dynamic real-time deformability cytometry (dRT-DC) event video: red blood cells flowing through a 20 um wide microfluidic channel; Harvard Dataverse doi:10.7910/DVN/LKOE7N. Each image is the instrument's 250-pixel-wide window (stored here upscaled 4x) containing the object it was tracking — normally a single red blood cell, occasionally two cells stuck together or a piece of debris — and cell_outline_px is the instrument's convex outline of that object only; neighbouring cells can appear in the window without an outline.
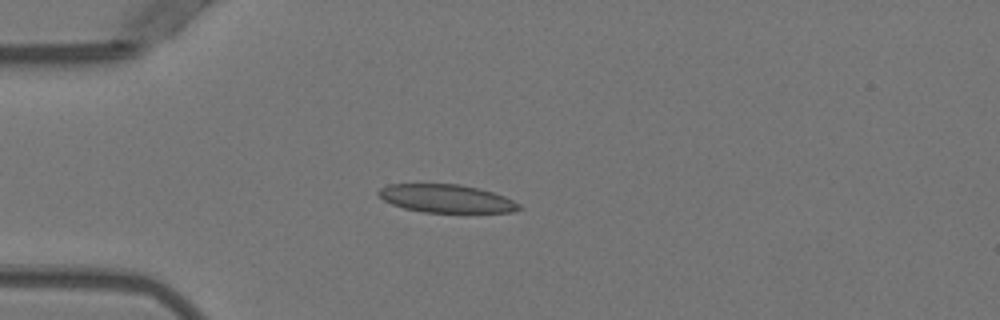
{"species": "Egyptian fruit bat (a non-hibernating species)", "species_latin": "Rousettus aegyptiacus", "temperature_condition": "warm", "stored_images_in_passage": 47, "camera_frame_rate_fps": 3000, "um_per_image_px": 0.085, "animal": {"sex": "female"}, "frame": {"image": 1, "passage_image": 13, "time_ms": 4.0, "image_size_px": [1000, 320], "cell_outline_px": [[524, 208], [512, 212], [424, 212], [404, 208], [392, 204], [384, 200], [376, 192], [380, 188], [388, 184], [460, 184], [492, 192], [504, 196], [520, 204]], "centroid_in_image_um": [37.94, 16.88], "position_along_channel_um": 47.1, "area_um2": 22.89}}
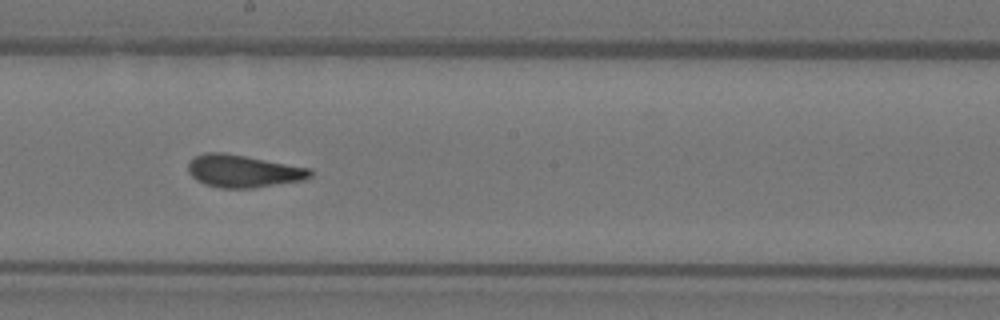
{"frame": {"image": 2, "passage_image": 28, "time_ms": 9.0, "image_size_px": [1000, 320], "cell_outline_px": [[312, 176], [304, 180], [252, 188], [220, 188], [204, 184], [196, 180], [188, 172], [188, 164], [196, 156], [204, 152], [224, 152], [312, 168]], "centroid_in_image_um": [20.69, 14.54], "position_along_channel_um": 227.5, "area_um2": 23.24}}
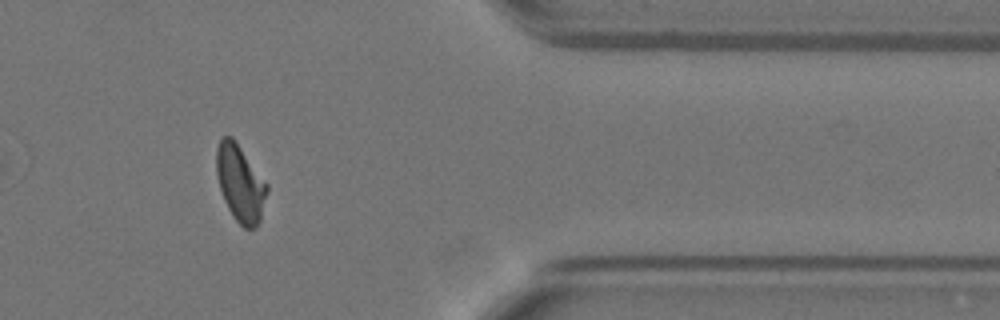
{"frame": {"image": 3, "passage_image": 42, "time_ms": 13.667, "image_size_px": [1000, 320], "cell_outline_px": [[268, 192], [260, 220], [256, 228], [244, 228], [232, 216], [224, 200], [220, 188], [216, 172], [216, 148], [220, 136], [232, 136], [268, 184]], "centroid_in_image_um": [20.42, 15.57], "position_along_channel_um": 391.0, "area_um2": 22.72}, "authors_computed_cell_mechanics": {"area_um2": 23.2356, "velocity_mm_per_s": 3.9595, "shape_relaxation_time_tau1_ms": null, "shape_relaxation_time_tau2_ms": 1.2917, "deformation_change_tau1": null, "deformation_change_tau2": 0.0697}}